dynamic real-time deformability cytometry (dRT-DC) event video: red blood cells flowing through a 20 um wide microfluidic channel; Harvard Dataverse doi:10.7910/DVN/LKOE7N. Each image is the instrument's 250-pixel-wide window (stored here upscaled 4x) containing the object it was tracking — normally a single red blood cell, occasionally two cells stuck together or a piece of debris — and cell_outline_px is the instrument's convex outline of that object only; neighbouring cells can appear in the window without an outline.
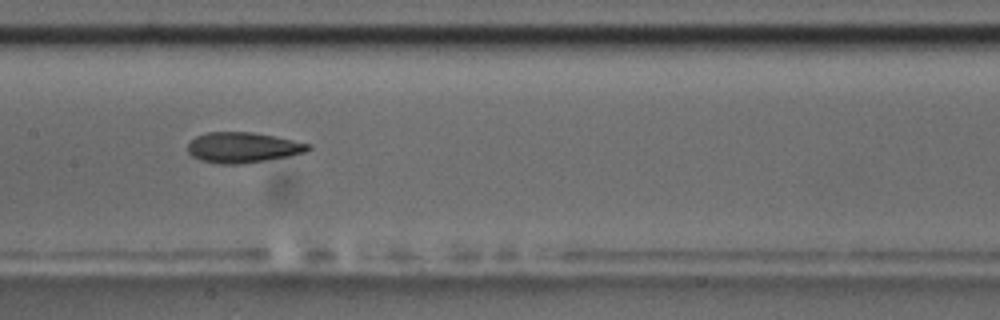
{"species": "common noctule bat (a hibernating species)", "species_latin": "Nyctalus noctula", "temperature_condition": "room temperature", "stored_images_in_passage": 37, "camera_frame_rate_fps": 3000, "um_per_image_px": 0.085, "animal": {"sex": "male", "body_mass_g": 17.5, "forearm_length_mm": 52.3}, "frame": {"image": 1, "passage_image": 11, "time_ms": 3.333, "image_size_px": [1000, 320], "cell_outline_px": [[312, 148], [308, 152], [288, 156], [240, 164], [220, 164], [200, 160], [192, 156], [188, 152], [188, 144], [196, 136], [208, 132], [252, 132], [312, 144]], "centroid_in_image_um": [20.65, 12.54], "position_along_channel_um": 186.7, "area_um2": 21.27}, "authors_computed_cell_mechanics": {"area_um2": 21.2704, "velocity_mm_per_s": 3.6626, "shape_relaxation_time_tau1_ms": 5.1008, "shape_relaxation_time_tau2_ms": 2.3985, "deformation_change_tau1": 0.163, "deformation_change_tau2": 0.1035}}